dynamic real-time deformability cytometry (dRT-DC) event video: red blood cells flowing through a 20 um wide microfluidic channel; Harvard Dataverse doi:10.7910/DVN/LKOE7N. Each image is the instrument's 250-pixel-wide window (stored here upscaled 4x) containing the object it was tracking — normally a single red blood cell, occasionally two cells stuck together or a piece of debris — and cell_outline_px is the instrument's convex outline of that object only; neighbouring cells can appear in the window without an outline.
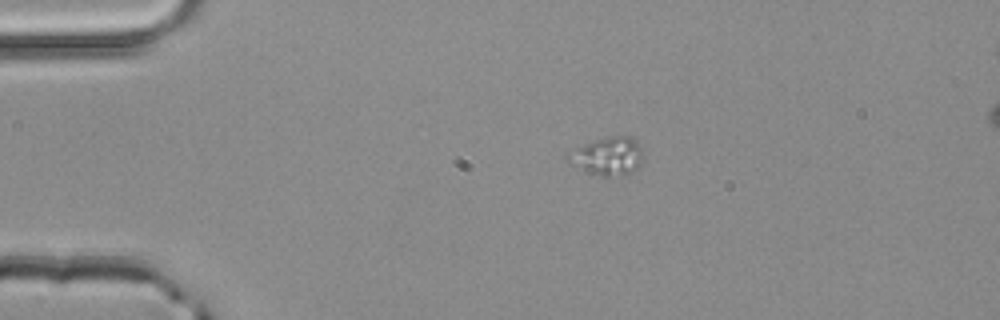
{"species": "common noctule bat (a hibernating species)", "species_latin": "Nyctalus noctula", "temperature_condition": "room temperature", "stored_images_in_passage": 2, "camera_frame_rate_fps": 3000, "um_per_image_px": 0.085, "animal": {"sex": "male", "body_mass_g": 20.4}, "frame": {"image": 1, "passage_image": 1, "time_ms": 0.0, "image_size_px": [1000, 320], "cell_outline_px": [[644, 160], [628, 176], [600, 176], [572, 164], [564, 156], [596, 140], [608, 136], [628, 136], [640, 148]], "centroid_in_image_um": [51.71, 13.31], "position_along_channel_um": 33.3, "area_um2": 16.07}}